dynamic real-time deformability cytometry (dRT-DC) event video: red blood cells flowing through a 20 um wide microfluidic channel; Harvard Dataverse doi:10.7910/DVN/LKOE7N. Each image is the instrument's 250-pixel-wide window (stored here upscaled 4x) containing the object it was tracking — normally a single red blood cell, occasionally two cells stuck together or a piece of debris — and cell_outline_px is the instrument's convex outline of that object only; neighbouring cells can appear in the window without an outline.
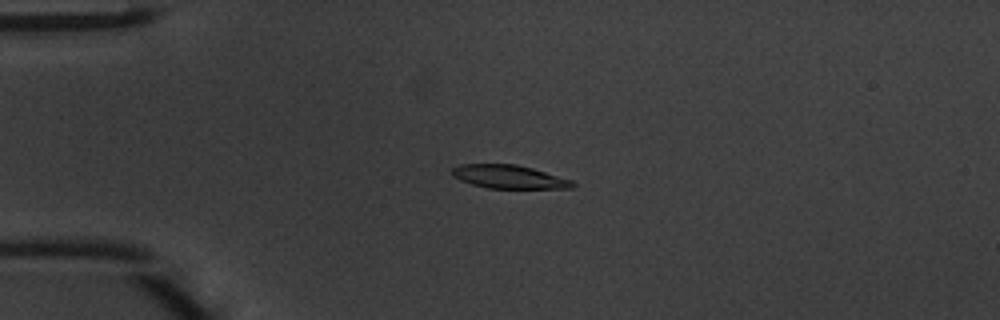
{"species": "common noctule bat (a hibernating species)", "species_latin": "Nyctalus noctula", "temperature_condition": "warm", "stored_images_in_passage": 48, "camera_frame_rate_fps": 3000, "um_per_image_px": 0.085, "animal": {"sex": "male", "body_mass_g": 20.1, "forearm_length_mm": 53.5}, "frame": {"image": 1, "passage_image": 12, "time_ms": 3.667, "image_size_px": [1000, 320], "cell_outline_px": [[576, 184], [572, 188], [488, 188], [472, 184], [460, 180], [452, 176], [448, 172], [452, 168], [460, 164], [516, 164], [532, 168], [572, 180]], "centroid_in_image_um": [43.21, 15.02], "position_along_channel_um": 41.8, "area_um2": 16.47}}
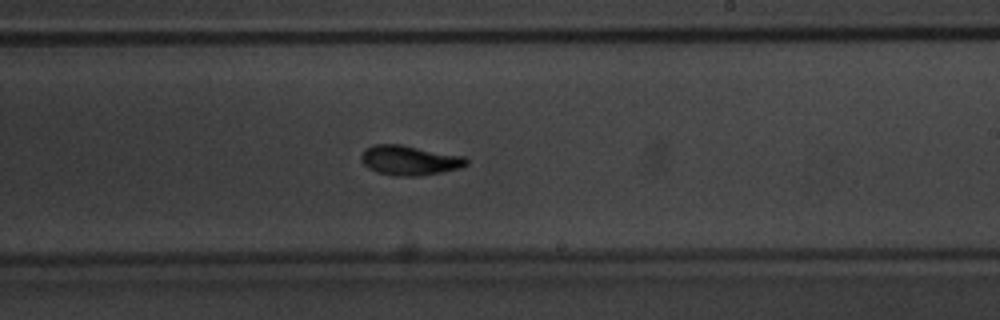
{"frame": {"image": 2, "passage_image": 29, "time_ms": 9.333, "image_size_px": [1000, 320], "cell_outline_px": [[468, 164], [460, 168], [420, 176], [396, 176], [376, 172], [368, 168], [360, 160], [360, 156], [364, 148], [372, 144], [400, 144], [464, 156], [468, 160]], "centroid_in_image_um": [34.77, 13.62], "position_along_channel_um": 254.2, "area_um2": 18.38}}
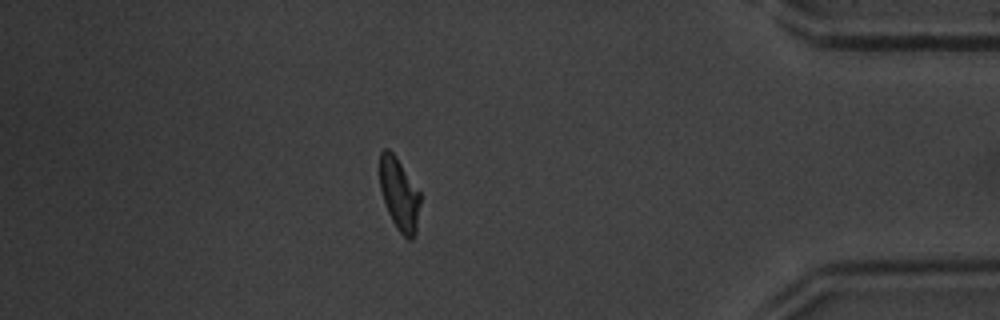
{"frame": {"image": 3, "passage_image": 42, "time_ms": 13.667, "image_size_px": [1000, 320], "cell_outline_px": [[420, 204], [416, 232], [412, 240], [408, 240], [396, 228], [388, 212], [380, 188], [380, 152], [384, 148], [388, 148], [396, 156], [420, 192]], "centroid_in_image_um": [33.94, 16.51], "position_along_channel_um": 401.3, "area_um2": 17.05}, "authors_computed_cell_mechanics": {"area_um2": 17.1955, "velocity_mm_per_s": 4.2334, "shape_relaxation_time_tau1_ms": 2.0156, "shape_relaxation_time_tau2_ms": 1.8425, "deformation_change_tau1": 0.1317, "deformation_change_tau2": 0.0805}}